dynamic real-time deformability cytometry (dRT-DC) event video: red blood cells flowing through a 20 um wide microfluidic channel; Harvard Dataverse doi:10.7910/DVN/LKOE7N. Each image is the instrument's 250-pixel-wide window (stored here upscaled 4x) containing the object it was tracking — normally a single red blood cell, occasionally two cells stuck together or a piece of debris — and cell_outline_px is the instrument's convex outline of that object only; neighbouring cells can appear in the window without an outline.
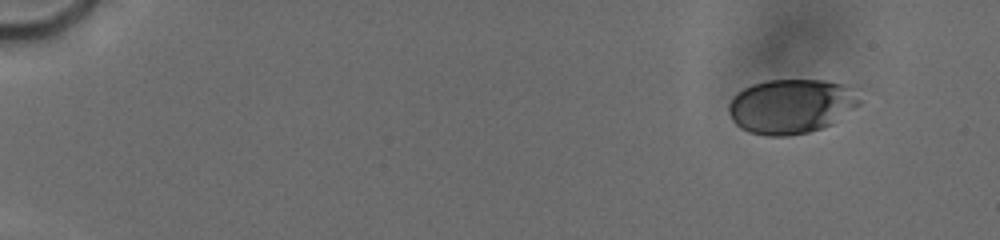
{"species": "human", "species_latin": "Homo sapiens", "temperature_condition": "cold", "stored_images_in_passage": 50, "camera_frame_rate_fps": 3000, "um_per_image_px": 0.085, "donor": {"sex": "male"}, "frame": {"image": 1, "passage_image": 3, "time_ms": 0.667, "image_size_px": [1000, 240], "cell_outline_px": [[860, 104], [832, 124], [808, 132], [784, 136], [768, 136], [748, 132], [740, 128], [732, 120], [728, 112], [728, 104], [732, 96], [736, 92], [752, 84], [768, 80], [824, 80], [844, 84], [860, 100]], "centroid_in_image_um": [67.18, 9.03], "position_along_channel_um": 17.8, "area_um2": 41.5}}
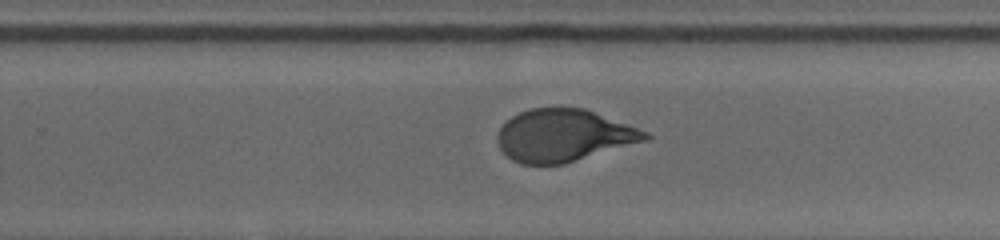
{"frame": {"image": 2, "passage_image": 34, "time_ms": 11.667, "image_size_px": [1000, 240], "cell_outline_px": [[652, 136], [648, 140], [564, 164], [520, 164], [512, 160], [500, 148], [496, 140], [496, 136], [500, 128], [512, 116], [520, 112], [532, 108], [584, 108], [648, 132]], "centroid_in_image_um": [47.91, 11.53], "position_along_channel_um": 281.9, "area_um2": 44.8}}
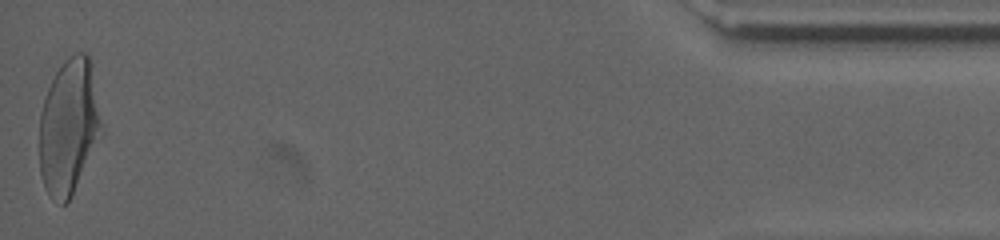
{"frame": {"image": 3, "passage_image": 50, "time_ms": 17.667, "image_size_px": [1000, 240], "cell_outline_px": [[104, 132], [72, 196], [64, 204], [60, 204], [48, 196], [40, 172], [40, 112], [48, 88], [56, 72], [64, 60], [68, 56], [76, 52], [84, 52], [88, 56]], "centroid_in_image_um": [5.85, 10.82], "position_along_channel_um": 429.3, "area_um2": 48.9}, "authors_computed_cell_mechanics": {"area_um2": 44.6794, "velocity_mm_per_s": 3.762, "shape_relaxation_time_tau1_ms": 4.6017, "shape_relaxation_time_tau2_ms": null, "deformation_change_tau1": 0.1836, "deformation_change_tau2": null}}